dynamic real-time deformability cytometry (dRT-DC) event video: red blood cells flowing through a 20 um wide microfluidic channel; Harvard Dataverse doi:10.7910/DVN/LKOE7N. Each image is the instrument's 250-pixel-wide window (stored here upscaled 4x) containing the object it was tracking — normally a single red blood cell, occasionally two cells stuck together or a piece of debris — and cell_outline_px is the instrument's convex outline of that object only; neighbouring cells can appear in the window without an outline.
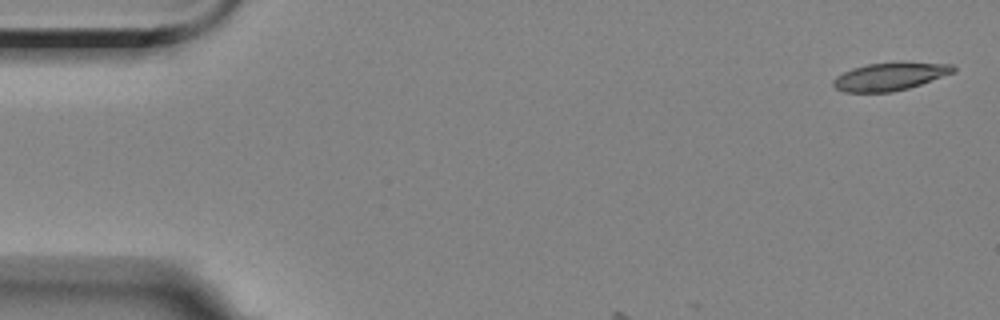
{"species": "Egyptian fruit bat (a non-hibernating species)", "species_latin": "Rousettus aegyptiacus", "temperature_condition": "room temperature", "stored_images_in_passage": 4, "camera_frame_rate_fps": 3000, "um_per_image_px": 0.085, "animal": {"sex": "female"}, "frame": {"image": 1, "passage_image": 1, "time_ms": 0.0, "image_size_px": [1000, 320], "cell_outline_px": [[956, 72], [908, 88], [892, 92], [844, 92], [836, 88], [832, 84], [832, 80], [836, 76], [852, 68], [868, 64], [952, 64], [956, 68]], "centroid_in_image_um": [75.59, 6.54], "position_along_channel_um": 9.4, "area_um2": 18.79}}
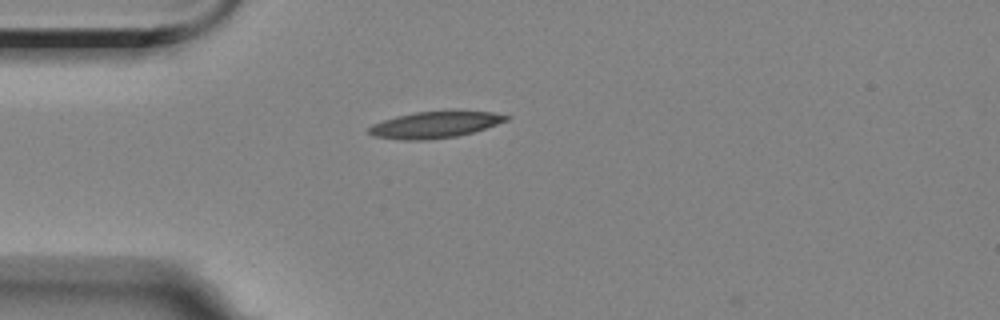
{"frame": {"image": 2, "passage_image": 4, "time_ms": 4.333, "image_size_px": [1000, 320], "cell_outline_px": [[512, 116], [508, 120], [472, 132], [456, 136], [428, 140], [404, 140], [376, 136], [368, 132], [368, 128], [372, 124], [396, 116], [416, 112], [456, 108], [492, 112]], "centroid_in_image_um": [37.04, 10.55], "position_along_channel_um": 48.0, "area_um2": 21.73}}